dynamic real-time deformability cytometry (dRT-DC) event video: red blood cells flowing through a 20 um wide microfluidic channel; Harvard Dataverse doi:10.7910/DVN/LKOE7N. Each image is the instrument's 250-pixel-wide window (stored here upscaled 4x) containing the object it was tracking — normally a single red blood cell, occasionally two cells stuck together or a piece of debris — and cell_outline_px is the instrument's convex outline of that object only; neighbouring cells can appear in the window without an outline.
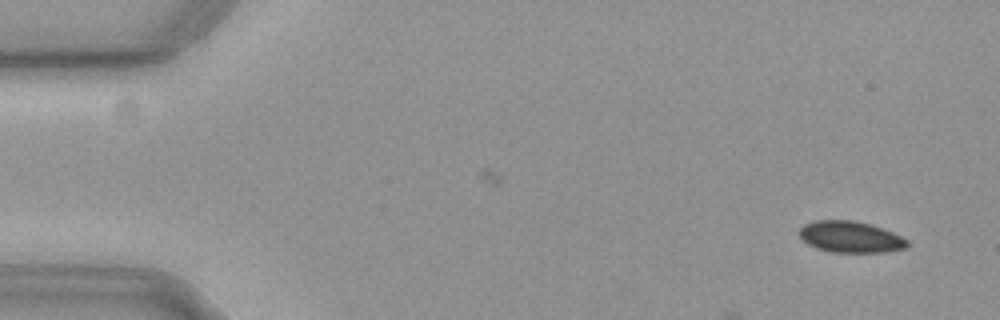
{"species": "common noctule bat (a hibernating species)", "species_latin": "Nyctalus noctula", "temperature_condition": "cold", "stored_images_in_passage": 13, "camera_frame_rate_fps": 3000, "um_per_image_px": 0.085, "animal": {"sex": "female", "body_mass_g": 19.3, "forearm_length_mm": 54.1}, "frame": {"image": 1, "passage_image": 3, "time_ms": 0.667, "image_size_px": [1000, 320], "cell_outline_px": [[908, 248], [884, 252], [832, 252], [816, 248], [800, 240], [800, 228], [804, 224], [816, 220], [852, 220], [868, 224], [892, 232], [908, 240]], "centroid_in_image_um": [72.27, 20.14], "position_along_channel_um": 12.7, "area_um2": 19.65}}